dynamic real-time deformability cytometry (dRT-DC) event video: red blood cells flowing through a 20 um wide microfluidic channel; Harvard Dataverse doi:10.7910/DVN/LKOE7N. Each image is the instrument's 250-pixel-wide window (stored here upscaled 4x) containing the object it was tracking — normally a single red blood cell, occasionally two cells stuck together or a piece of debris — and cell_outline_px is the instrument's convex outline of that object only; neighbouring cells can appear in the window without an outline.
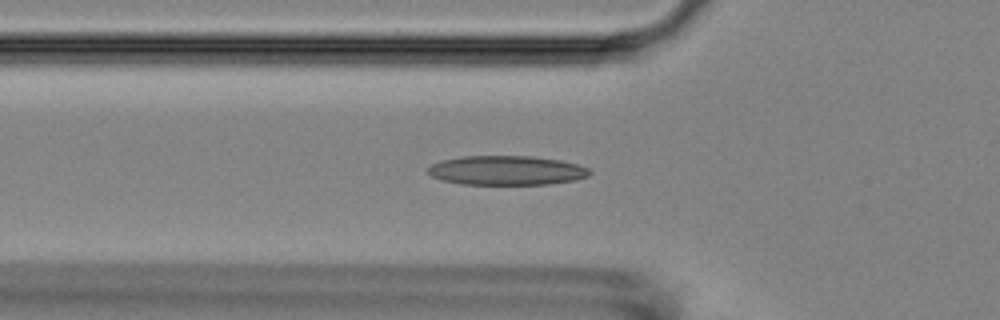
{"species": "Egyptian fruit bat (a non-hibernating species)", "species_latin": "Rousettus aegyptiacus", "temperature_condition": "room temperature", "stored_images_in_passage": 34, "camera_frame_rate_fps": 3000, "um_per_image_px": 0.085, "animal": {"sex": "female"}, "frame": {"image": 1, "passage_image": 2, "time_ms": 0.333, "image_size_px": [1000, 320], "cell_outline_px": [[592, 172], [588, 176], [576, 180], [548, 184], [460, 184], [444, 180], [432, 176], [428, 172], [428, 168], [432, 164], [444, 160], [464, 156], [532, 156], [560, 160], [576, 164], [588, 168]], "centroid_in_image_um": [43.09, 14.48], "position_along_channel_um": 82.7, "area_um2": 27.46}}
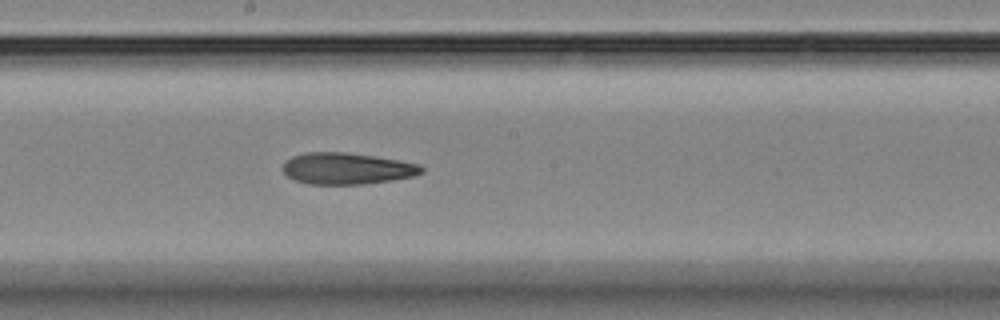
{"frame": {"image": 2, "passage_image": 13, "time_ms": 4.0, "image_size_px": [1000, 320], "cell_outline_px": [[424, 172], [412, 176], [392, 180], [364, 184], [308, 184], [296, 180], [288, 176], [284, 172], [284, 160], [292, 156], [308, 152], [344, 152], [400, 160], [420, 164], [424, 168]], "centroid_in_image_um": [29.5, 14.32], "position_along_channel_um": 218.7, "area_um2": 25.37}}
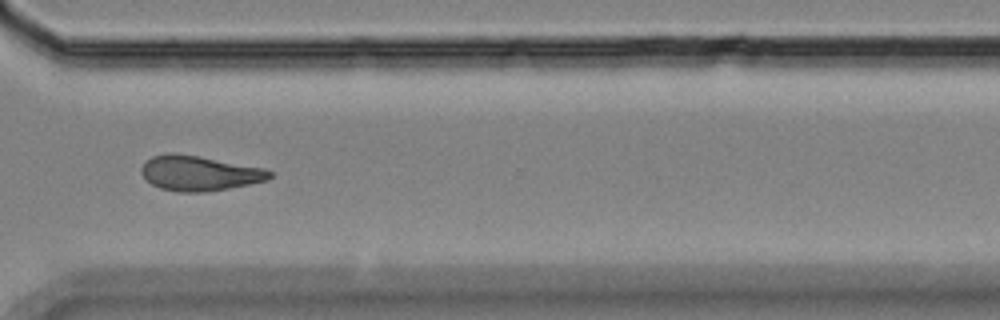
{"frame": {"image": 3, "passage_image": 24, "time_ms": 7.667, "image_size_px": [1000, 320], "cell_outline_px": [[272, 176], [268, 180], [228, 188], [204, 192], [176, 192], [160, 188], [152, 184], [140, 172], [140, 168], [152, 156], [168, 152], [176, 152], [264, 168], [272, 172]], "centroid_in_image_um": [16.92, 14.72], "position_along_channel_um": 353.7, "area_um2": 26.07}, "authors_computed_cell_mechanics": {"area_um2": 25.8077, "velocity_mm_per_s": 3.681, "shape_relaxation_time_tau1_ms": null, "shape_relaxation_time_tau2_ms": 3.5458, "deformation_change_tau1": null, "deformation_change_tau2": 0.1156}}